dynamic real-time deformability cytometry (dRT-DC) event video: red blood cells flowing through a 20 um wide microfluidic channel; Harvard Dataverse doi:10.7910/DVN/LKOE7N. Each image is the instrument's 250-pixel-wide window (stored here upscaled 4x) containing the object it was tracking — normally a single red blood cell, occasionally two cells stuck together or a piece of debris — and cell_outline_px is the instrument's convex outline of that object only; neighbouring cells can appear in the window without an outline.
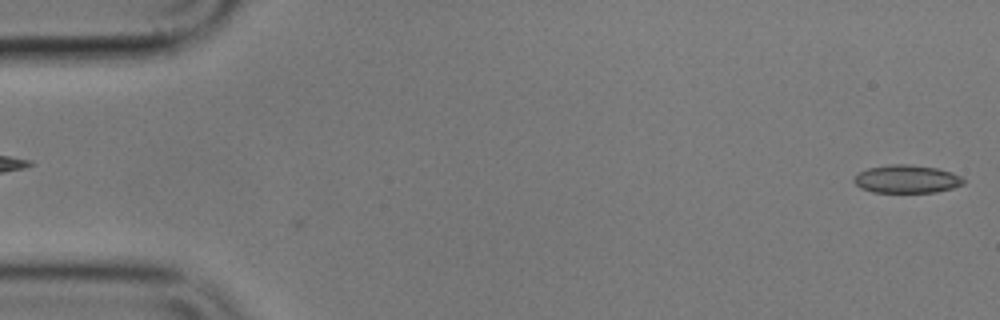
{"species": "common noctule bat (a hibernating species)", "species_latin": "Nyctalus noctula", "temperature_condition": "cold", "stored_images_in_passage": 51, "camera_frame_rate_fps": 3000, "um_per_image_px": 0.085, "animal": {"sex": "male", "body_mass_g": 17.9}, "frame": {"image": 1, "passage_image": 1, "time_ms": 0.0, "image_size_px": [1000, 320], "cell_outline_px": [[964, 184], [952, 188], [936, 192], [872, 192], [860, 188], [852, 180], [860, 172], [868, 168], [892, 164], [908, 164], [936, 168], [952, 172], [960, 176], [964, 180]], "centroid_in_image_um": [77.07, 15.22], "position_along_channel_um": 7.9, "area_um2": 17.8}}
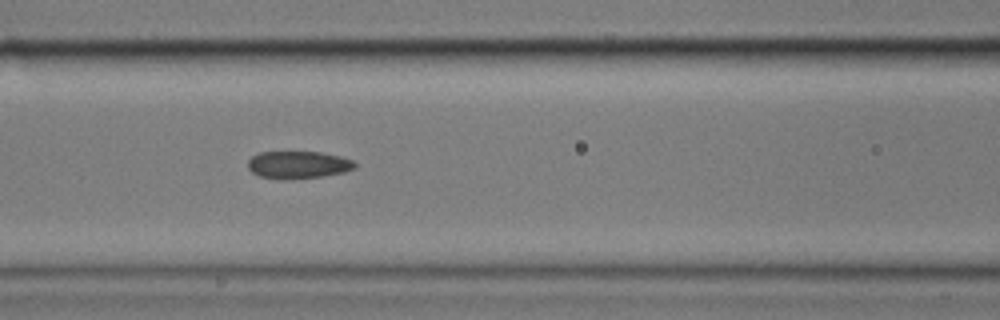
{"frame": {"image": 2, "passage_image": 23, "time_ms": 7.333, "image_size_px": [1000, 320], "cell_outline_px": [[356, 168], [344, 172], [320, 176], [260, 176], [252, 172], [248, 168], [248, 160], [252, 156], [260, 152], [320, 152], [340, 156], [352, 160], [356, 164]], "centroid_in_image_um": [25.38, 13.95], "position_along_channel_um": 141.2, "area_um2": 16.18}}
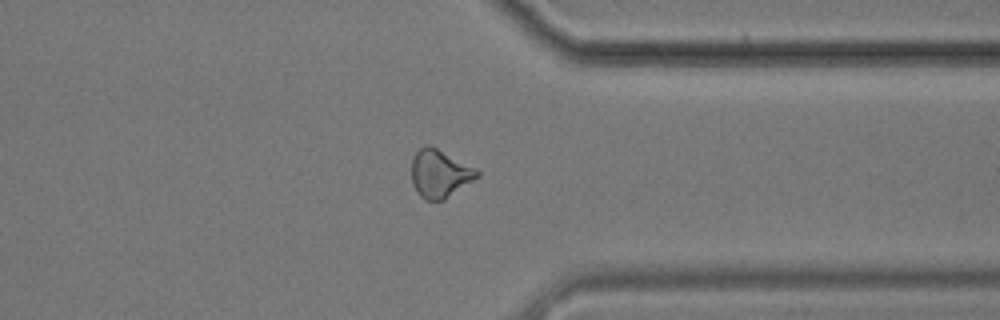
{"frame": {"image": 3, "passage_image": 43, "time_ms": 14.0, "image_size_px": [1000, 320], "cell_outline_px": [[480, 176], [444, 200], [424, 200], [416, 192], [412, 184], [412, 160], [416, 152], [424, 144], [428, 144], [436, 148], [480, 172]], "centroid_in_image_um": [37.34, 14.78], "position_along_channel_um": 374.1, "area_um2": 18.03}, "authors_computed_cell_mechanics": {"area_um2": 17.6868, "velocity_mm_per_s": 3.5485, "shape_relaxation_time_tau1_ms": null, "shape_relaxation_time_tau2_ms": 3.6844, "deformation_change_tau1": null, "deformation_change_tau2": 0.1116}}